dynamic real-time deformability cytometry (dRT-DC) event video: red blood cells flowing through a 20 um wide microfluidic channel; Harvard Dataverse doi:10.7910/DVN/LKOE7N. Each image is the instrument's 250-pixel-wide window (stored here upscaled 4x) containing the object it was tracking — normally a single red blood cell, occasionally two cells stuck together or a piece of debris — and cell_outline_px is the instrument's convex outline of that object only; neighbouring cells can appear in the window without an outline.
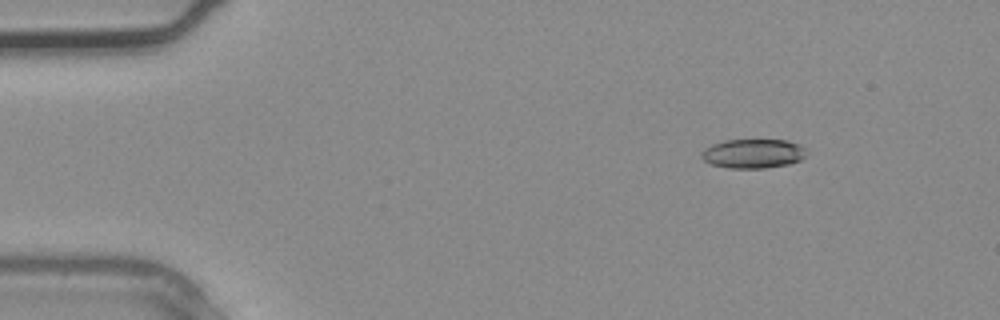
{"species": "common noctule bat (a hibernating species)", "species_latin": "Nyctalus noctula", "temperature_condition": "warm", "stored_images_in_passage": 3, "camera_frame_rate_fps": 3000, "um_per_image_px": 0.085, "animal": {"sex": "male", "body_mass_g": 20.4}, "frame": {"image": 1, "passage_image": 1, "time_ms": 0.0, "image_size_px": [1000, 320], "cell_outline_px": [[808, 152], [800, 160], [788, 164], [764, 168], [728, 168], [712, 164], [704, 160], [700, 156], [700, 152], [704, 148], [712, 144], [724, 140], [788, 140], [800, 144]], "centroid_in_image_um": [64.0, 13.04], "position_along_channel_um": 21.0, "area_um2": 17.98}}
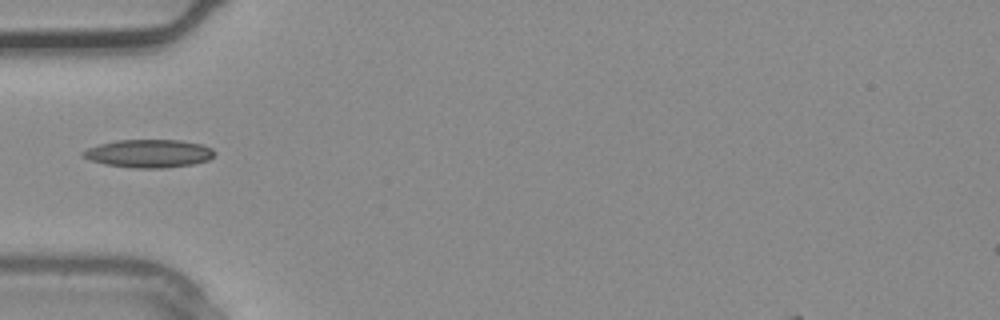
{"frame": {"image": 2, "passage_image": 3, "time_ms": 0.667, "image_size_px": [1000, 320], "cell_outline_px": [[216, 152], [208, 160], [192, 164], [164, 168], [132, 168], [104, 164], [88, 160], [80, 156], [80, 152], [88, 148], [100, 144], [116, 140], [180, 140], [204, 144], [212, 148]], "centroid_in_image_um": [12.62, 13.05], "position_along_channel_um": 72.4, "area_um2": 21.73}}